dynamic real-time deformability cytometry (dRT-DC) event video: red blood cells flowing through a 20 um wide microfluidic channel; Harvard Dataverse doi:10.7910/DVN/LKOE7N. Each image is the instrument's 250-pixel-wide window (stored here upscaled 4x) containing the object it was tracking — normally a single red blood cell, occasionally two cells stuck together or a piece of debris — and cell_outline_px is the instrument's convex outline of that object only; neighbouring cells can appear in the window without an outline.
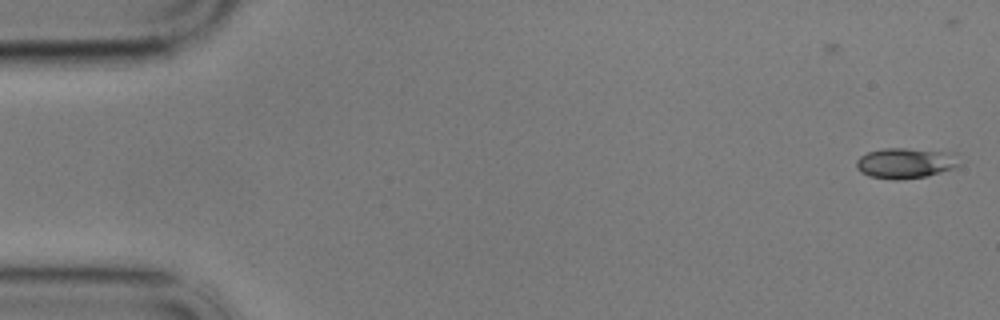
{"species": "common noctule bat (a hibernating species)", "species_latin": "Nyctalus noctula", "temperature_condition": "cold", "stored_images_in_passage": 19, "camera_frame_rate_fps": 3000, "um_per_image_px": 0.085, "animal": {"sex": "male", "body_mass_g": 17.9}, "frame": {"image": 1, "passage_image": 1, "time_ms": 0.0, "image_size_px": [1000, 320], "cell_outline_px": [[960, 164], [952, 168], [940, 172], [924, 176], [896, 180], [868, 176], [860, 172], [856, 168], [856, 160], [860, 156], [868, 152], [884, 148], [904, 148], [956, 152]], "centroid_in_image_um": [76.95, 13.85], "position_along_channel_um": 8.1, "area_um2": 18.32}}
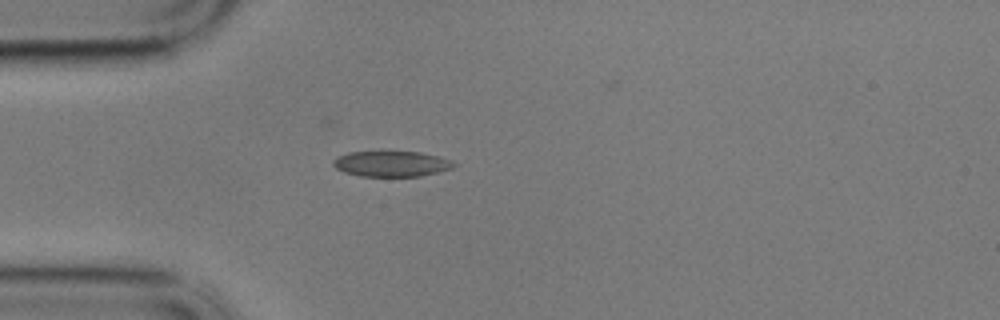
{"frame": {"image": 2, "passage_image": 15, "time_ms": 4.667, "image_size_px": [1000, 320], "cell_outline_px": [[456, 164], [452, 168], [420, 176], [360, 176], [344, 172], [336, 168], [332, 164], [332, 160], [336, 156], [348, 152], [420, 152], [440, 156], [452, 160]], "centroid_in_image_um": [33.25, 13.92], "position_along_channel_um": 51.8, "area_um2": 17.98}}